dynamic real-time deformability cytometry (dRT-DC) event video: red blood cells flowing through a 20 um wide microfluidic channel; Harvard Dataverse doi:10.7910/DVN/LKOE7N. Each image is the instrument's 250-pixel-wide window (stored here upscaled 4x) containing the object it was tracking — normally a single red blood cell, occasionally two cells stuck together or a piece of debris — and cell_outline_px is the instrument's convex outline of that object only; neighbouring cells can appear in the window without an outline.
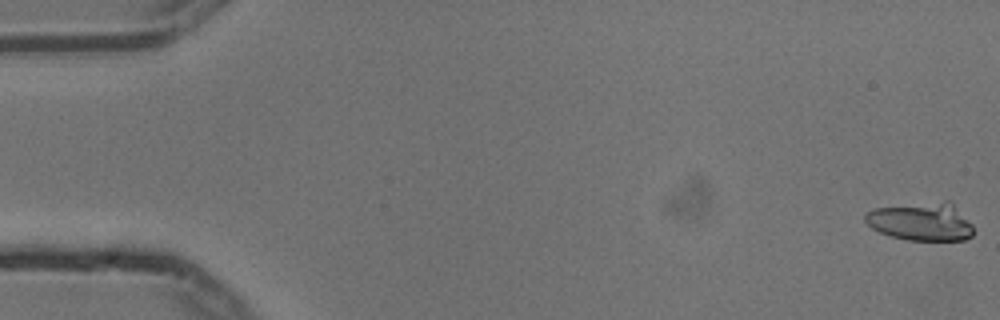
{"species": "common noctule bat (a hibernating species)", "species_latin": "Nyctalus noctula", "temperature_condition": "cold", "stored_images_in_passage": 55, "camera_frame_rate_fps": 3000, "um_per_image_px": 0.085, "animal": {"sex": "male", "body_mass_g": 13.3}, "frame": {"image": 1, "passage_image": 1, "time_ms": 0.0, "image_size_px": [1000, 320], "cell_outline_px": [[972, 236], [964, 240], [908, 240], [892, 236], [880, 232], [872, 228], [864, 220], [864, 216], [872, 208], [944, 200], [948, 200], [972, 224]], "centroid_in_image_um": [78.28, 18.83], "position_along_channel_um": 6.7, "area_um2": 23.99}}
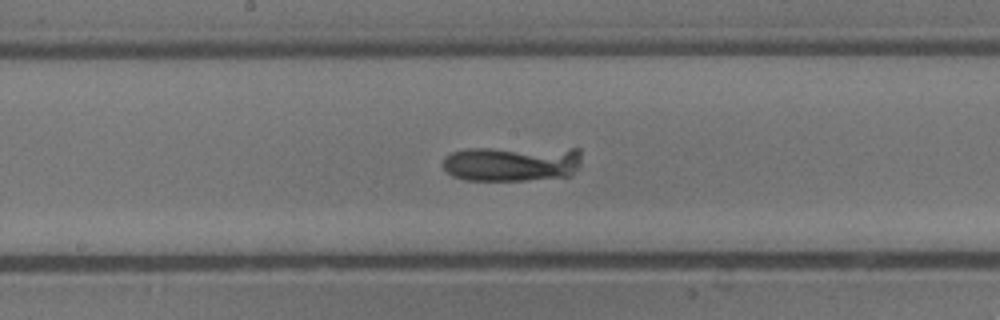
{"frame": {"image": 2, "passage_image": 29, "time_ms": 9.333, "image_size_px": [1000, 320], "cell_outline_px": [[580, 164], [572, 176], [528, 180], [464, 180], [452, 176], [444, 168], [444, 156], [452, 152], [468, 148], [580, 148]], "centroid_in_image_um": [43.54, 13.89], "position_along_channel_um": 204.7, "area_um2": 29.02}}
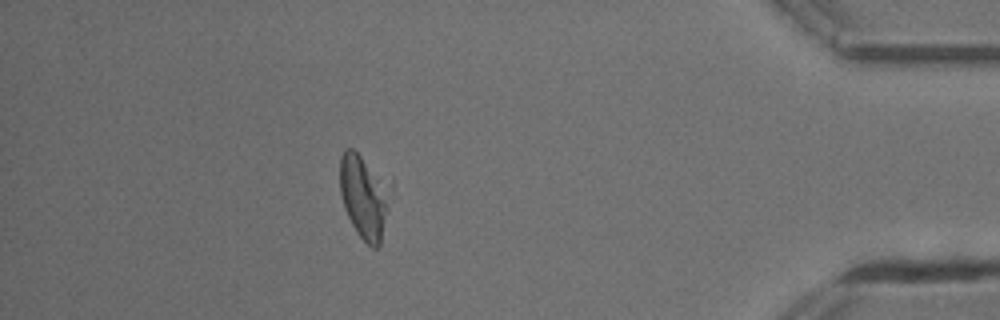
{"frame": {"image": 3, "passage_image": 49, "time_ms": 16.0, "image_size_px": [1000, 320], "cell_outline_px": [[384, 208], [380, 244], [376, 248], [372, 248], [356, 232], [344, 208], [340, 192], [340, 156], [344, 148], [352, 148], [360, 156], [376, 180], [384, 204]], "centroid_in_image_um": [30.71, 16.78], "position_along_channel_um": 404.5, "area_um2": 21.15}}